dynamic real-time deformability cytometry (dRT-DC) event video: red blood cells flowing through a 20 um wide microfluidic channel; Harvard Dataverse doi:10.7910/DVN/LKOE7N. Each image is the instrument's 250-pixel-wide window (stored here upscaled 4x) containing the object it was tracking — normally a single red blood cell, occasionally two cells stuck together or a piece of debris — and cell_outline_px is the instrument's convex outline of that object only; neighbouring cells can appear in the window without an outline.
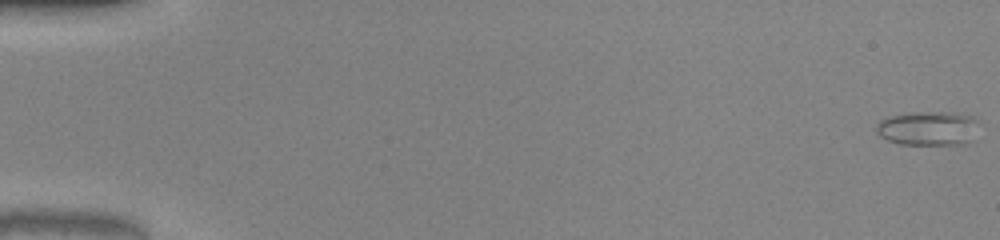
{"species": "common noctule bat (a hibernating species)", "species_latin": "Nyctalus noctula", "temperature_condition": "warm", "stored_images_in_passage": 52, "camera_frame_rate_fps": 3000, "um_per_image_px": 0.085, "animal": {"sex": "male", "body_mass_g": 20.0, "forearm_length_mm": 53.3}, "frame": {"image": 1, "passage_image": 1, "time_ms": 0.0, "image_size_px": [1000, 240], "cell_outline_px": [[976, 140], [968, 144], [900, 144], [888, 140], [880, 136], [876, 132], [876, 124], [880, 120], [888, 116], [908, 112], [956, 112], [976, 116]], "centroid_in_image_um": [78.93, 10.9], "position_along_channel_um": 6.1, "area_um2": 20.98}}
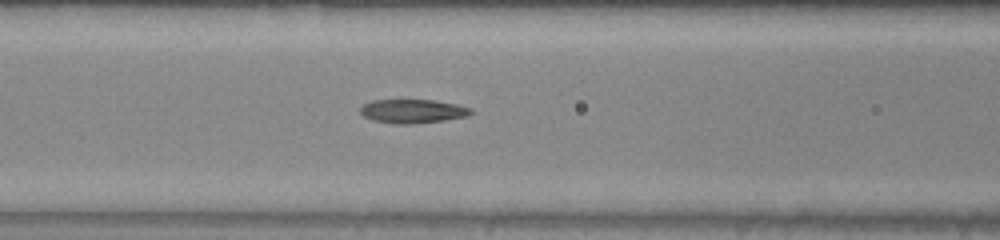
{"frame": {"image": 2, "passage_image": 23, "time_ms": 7.333, "image_size_px": [1000, 240], "cell_outline_px": [[476, 112], [468, 116], [444, 120], [412, 124], [396, 124], [372, 120], [364, 116], [360, 112], [360, 108], [364, 104], [372, 100], [436, 100], [456, 104], [472, 108]], "centroid_in_image_um": [35.12, 9.45], "position_along_channel_um": 131.5, "area_um2": 15.49}}
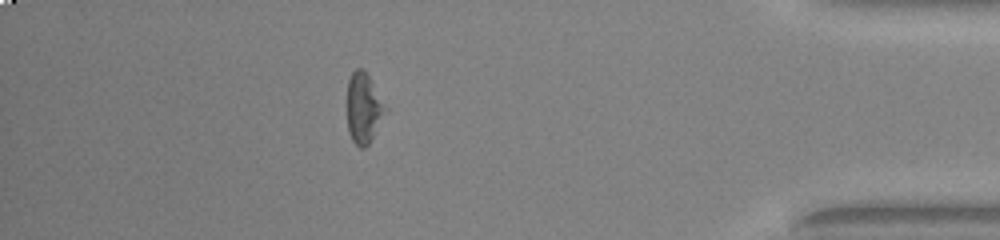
{"frame": {"image": 3, "passage_image": 46, "time_ms": 15.0, "image_size_px": [1000, 240], "cell_outline_px": [[388, 108], [368, 144], [364, 148], [360, 148], [352, 140], [348, 132], [348, 80], [352, 72], [356, 68], [364, 68]], "centroid_in_image_um": [30.91, 9.16], "position_along_channel_um": 404.3, "area_um2": 15.55}, "authors_computed_cell_mechanics": {"area_um2": 16.0395, "velocity_mm_per_s": 4.0958, "shape_relaxation_time_tau1_ms": null, "shape_relaxation_time_tau2_ms": 2.5974, "deformation_change_tau1": null, "deformation_change_tau2": 0.0945}}